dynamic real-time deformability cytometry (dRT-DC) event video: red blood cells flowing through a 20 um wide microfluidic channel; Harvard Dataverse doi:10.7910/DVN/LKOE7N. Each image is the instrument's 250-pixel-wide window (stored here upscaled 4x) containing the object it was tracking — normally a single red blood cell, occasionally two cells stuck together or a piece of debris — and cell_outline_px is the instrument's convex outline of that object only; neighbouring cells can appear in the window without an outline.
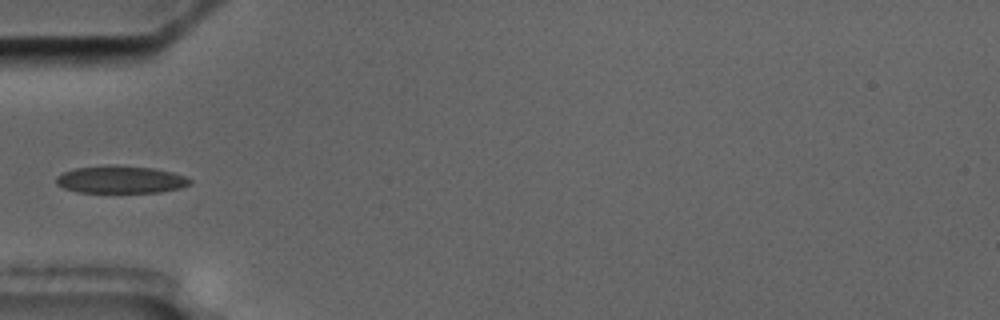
{"species": "common noctule bat (a hibernating species)", "species_latin": "Nyctalus noctula", "temperature_condition": "cold", "stored_images_in_passage": 5, "camera_frame_rate_fps": 3000, "um_per_image_px": 0.085, "animal": {"sex": "male", "body_mass_g": 17.5, "forearm_length_mm": 52.3}, "frame": {"image": 1, "passage_image": 5, "time_ms": 4.333, "image_size_px": [1000, 320], "cell_outline_px": [[192, 184], [180, 188], [160, 192], [76, 192], [64, 188], [56, 184], [56, 176], [64, 172], [76, 168], [152, 168], [172, 172], [184, 176], [192, 180]], "centroid_in_image_um": [10.29, 15.32], "position_along_channel_um": 74.7, "area_um2": 20.35}}